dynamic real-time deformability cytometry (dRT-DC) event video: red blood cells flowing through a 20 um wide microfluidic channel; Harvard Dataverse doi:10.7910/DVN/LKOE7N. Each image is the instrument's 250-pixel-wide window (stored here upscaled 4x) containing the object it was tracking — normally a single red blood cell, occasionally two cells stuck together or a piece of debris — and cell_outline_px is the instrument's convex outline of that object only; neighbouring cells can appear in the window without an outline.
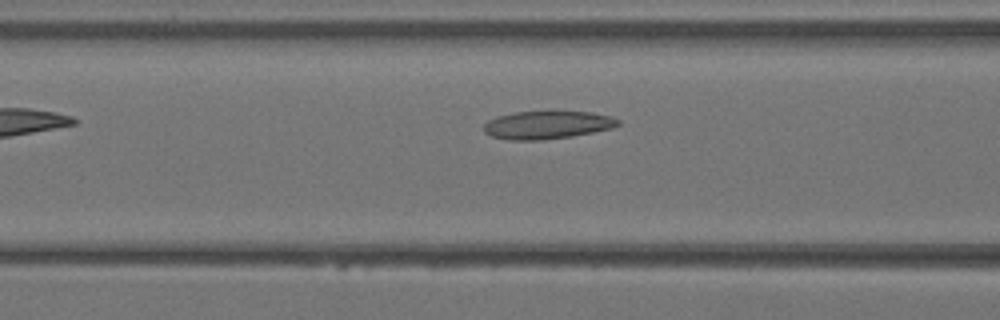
{"species": "Egyptian fruit bat (a non-hibernating species)", "species_latin": "Rousettus aegyptiacus", "temperature_condition": "warm", "stored_images_in_passage": 27, "camera_frame_rate_fps": 3000, "um_per_image_px": 0.085, "animal": {"sex": "female"}, "frame": {"image": 1, "passage_image": 5, "time_ms": 1.333, "image_size_px": [1000, 320], "cell_outline_px": [[620, 124], [612, 128], [572, 136], [540, 140], [512, 140], [492, 136], [484, 132], [484, 124], [488, 120], [496, 116], [516, 112], [548, 108], [552, 108], [588, 112], [612, 116], [620, 120]], "centroid_in_image_um": [46.53, 10.56], "position_along_channel_um": 120.1, "area_um2": 22.77}}
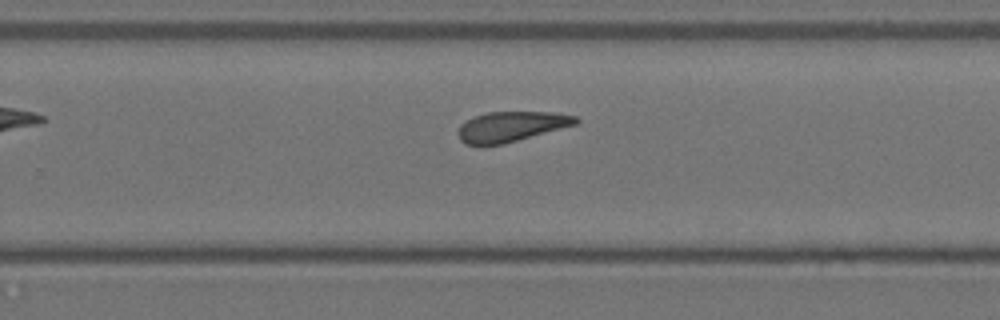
{"frame": {"image": 2, "passage_image": 14, "time_ms": 4.333, "image_size_px": [1000, 320], "cell_outline_px": [[580, 120], [576, 124], [504, 144], [464, 144], [460, 140], [456, 132], [460, 124], [472, 116], [488, 112], [552, 112], [576, 116]], "centroid_in_image_um": [43.41, 10.74], "position_along_channel_um": 286.4, "area_um2": 20.63}}
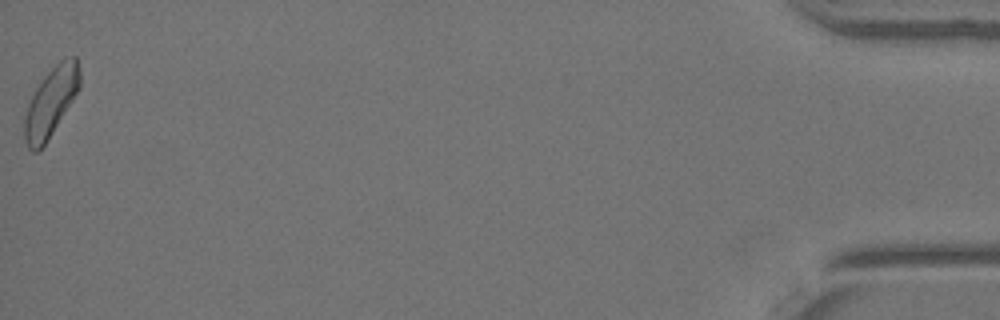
{"frame": {"image": 3, "passage_image": 27, "time_ms": 8.667, "image_size_px": [1000, 320], "cell_outline_px": [[80, 88], [44, 144], [36, 152], [32, 152], [28, 148], [24, 140], [24, 116], [28, 104], [36, 88], [44, 76], [60, 60], [72, 56], [76, 56], [80, 68]], "centroid_in_image_um": [4.32, 8.65], "position_along_channel_um": 430.9, "area_um2": 21.85}}